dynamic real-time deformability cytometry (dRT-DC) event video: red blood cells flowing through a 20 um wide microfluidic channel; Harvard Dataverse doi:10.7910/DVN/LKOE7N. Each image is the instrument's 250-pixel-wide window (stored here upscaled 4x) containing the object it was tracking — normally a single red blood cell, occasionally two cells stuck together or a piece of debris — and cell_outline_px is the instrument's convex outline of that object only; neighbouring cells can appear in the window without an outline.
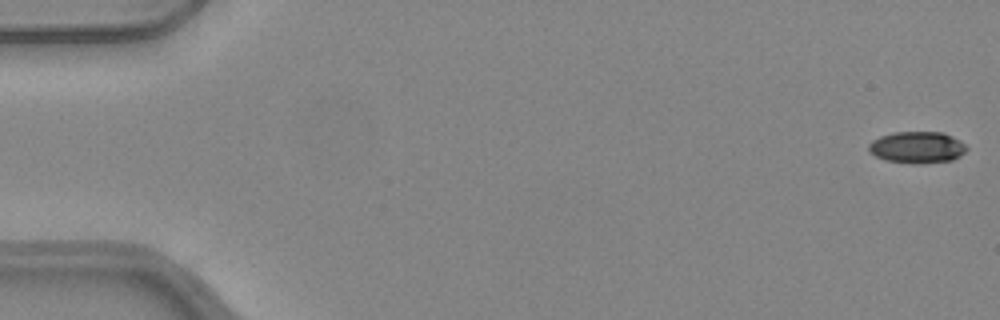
{"species": "common noctule bat (a hibernating species)", "species_latin": "Nyctalus noctula", "temperature_condition": "warm", "stored_images_in_passage": 16, "camera_frame_rate_fps": 3000, "um_per_image_px": 0.085, "animal": {"sex": "female", "body_mass_g": 24.6, "forearm_length_mm": 56.2}, "frame": {"image": 1, "passage_image": 1, "time_ms": 0.0, "image_size_px": [1000, 320], "cell_outline_px": [[968, 148], [960, 156], [952, 160], [920, 164], [912, 164], [884, 160], [868, 152], [868, 144], [872, 140], [880, 136], [892, 132], [944, 132], [960, 140]], "centroid_in_image_um": [77.93, 12.53], "position_along_channel_um": 7.1, "area_um2": 18.32}}
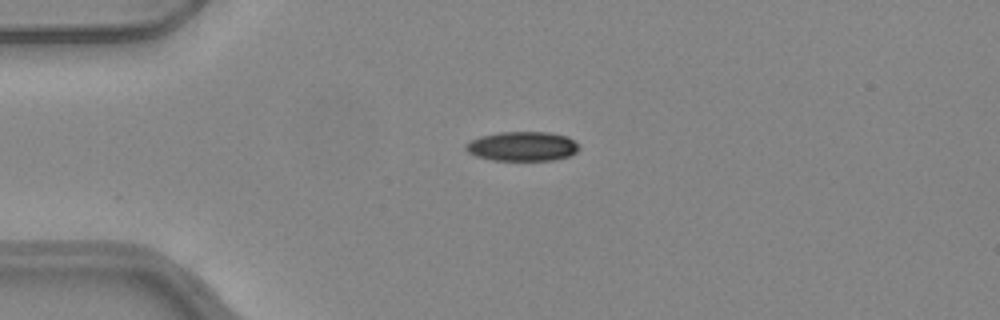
{"frame": {"image": 2, "passage_image": 13, "time_ms": 4.0, "image_size_px": [1000, 320], "cell_outline_px": [[580, 148], [572, 156], [556, 160], [492, 160], [476, 156], [468, 152], [464, 148], [464, 144], [480, 136], [500, 132], [548, 132], [568, 136]], "centroid_in_image_um": [44.4, 12.44], "position_along_channel_um": 40.6, "area_um2": 19.54}}